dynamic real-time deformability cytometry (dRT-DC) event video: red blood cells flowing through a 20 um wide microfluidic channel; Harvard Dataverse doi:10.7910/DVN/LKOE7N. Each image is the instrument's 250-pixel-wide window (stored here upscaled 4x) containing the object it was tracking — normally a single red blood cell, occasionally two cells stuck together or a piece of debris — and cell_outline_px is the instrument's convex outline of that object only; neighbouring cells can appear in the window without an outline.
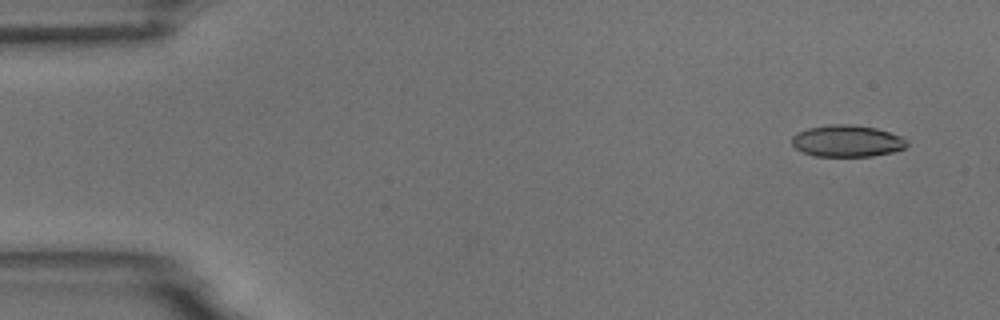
{"species": "common noctule bat (a hibernating species)", "species_latin": "Nyctalus noctula", "temperature_condition": "room temperature", "stored_images_in_passage": 53, "camera_frame_rate_fps": 3000, "um_per_image_px": 0.085, "animal": {"sex": "male", "body_mass_g": 18.8}, "frame": {"image": 1, "passage_image": 1, "time_ms": 0.0, "image_size_px": [1000, 320], "cell_outline_px": [[908, 144], [904, 148], [892, 152], [872, 156], [812, 156], [796, 148], [792, 144], [792, 136], [796, 132], [808, 128], [832, 124], [852, 124], [876, 128], [900, 136], [908, 140]], "centroid_in_image_um": [71.99, 11.98], "position_along_channel_um": 13.0, "area_um2": 21.27}}
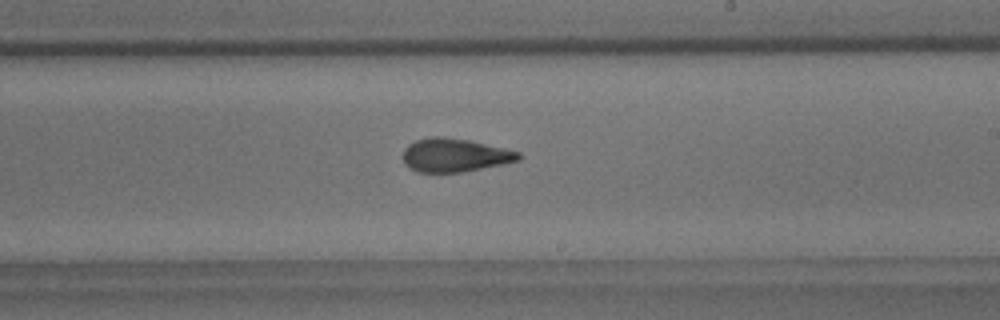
{"frame": {"image": 2, "passage_image": 30, "time_ms": 9.667, "image_size_px": [1000, 320], "cell_outline_px": [[520, 160], [504, 164], [460, 172], [416, 172], [408, 168], [404, 164], [404, 148], [408, 144], [416, 140], [432, 136], [440, 136], [468, 140], [520, 152]], "centroid_in_image_um": [38.62, 13.19], "position_along_channel_um": 250.4, "area_um2": 22.43}}
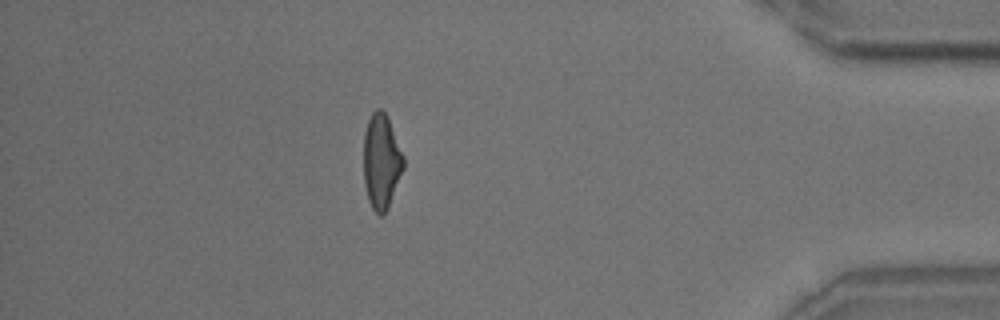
{"frame": {"image": 3, "passage_image": 46, "time_ms": 15.0, "image_size_px": [1000, 320], "cell_outline_px": [[404, 168], [388, 208], [380, 216], [372, 208], [368, 200], [364, 184], [364, 132], [368, 120], [372, 112], [376, 108], [380, 108], [388, 116], [404, 156]], "centroid_in_image_um": [32.42, 13.7], "position_along_channel_um": 402.8, "area_um2": 22.2}, "authors_computed_cell_mechanics": {"area_um2": 22.6576, "velocity_mm_per_s": 3.6512, "shape_relaxation_time_tau1_ms": 8.9515, "shape_relaxation_time_tau2_ms": 2.3849, "deformation_change_tau1": 0.2162, "deformation_change_tau2": 0.1168}}